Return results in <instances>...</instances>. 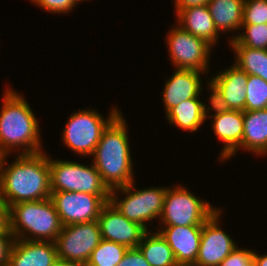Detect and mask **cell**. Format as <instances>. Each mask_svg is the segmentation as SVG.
<instances>
[{
	"instance_id": "6da1fadb",
	"label": "cell",
	"mask_w": 267,
	"mask_h": 266,
	"mask_svg": "<svg viewBox=\"0 0 267 266\" xmlns=\"http://www.w3.org/2000/svg\"><path fill=\"white\" fill-rule=\"evenodd\" d=\"M13 156L17 157L11 164L7 160L9 155L0 157V199L9 207L49 199L52 192L47 152Z\"/></svg>"
},
{
	"instance_id": "7a4b0ae2",
	"label": "cell",
	"mask_w": 267,
	"mask_h": 266,
	"mask_svg": "<svg viewBox=\"0 0 267 266\" xmlns=\"http://www.w3.org/2000/svg\"><path fill=\"white\" fill-rule=\"evenodd\" d=\"M3 93L0 106V157L45 151L41 143L40 125L29 101L10 85L5 87Z\"/></svg>"
},
{
	"instance_id": "3957f363",
	"label": "cell",
	"mask_w": 267,
	"mask_h": 266,
	"mask_svg": "<svg viewBox=\"0 0 267 266\" xmlns=\"http://www.w3.org/2000/svg\"><path fill=\"white\" fill-rule=\"evenodd\" d=\"M120 112L103 130L91 161L109 190L135 181L128 124Z\"/></svg>"
},
{
	"instance_id": "277c9868",
	"label": "cell",
	"mask_w": 267,
	"mask_h": 266,
	"mask_svg": "<svg viewBox=\"0 0 267 266\" xmlns=\"http://www.w3.org/2000/svg\"><path fill=\"white\" fill-rule=\"evenodd\" d=\"M9 208L10 230L16 239L55 242L61 232L62 224L50 198L19 202Z\"/></svg>"
},
{
	"instance_id": "5b68a950",
	"label": "cell",
	"mask_w": 267,
	"mask_h": 266,
	"mask_svg": "<svg viewBox=\"0 0 267 266\" xmlns=\"http://www.w3.org/2000/svg\"><path fill=\"white\" fill-rule=\"evenodd\" d=\"M134 183L110 190V202L128 220L148 231V226L154 224L151 221L159 220L162 215L167 186L139 189ZM120 193L123 197H120Z\"/></svg>"
},
{
	"instance_id": "8992f818",
	"label": "cell",
	"mask_w": 267,
	"mask_h": 266,
	"mask_svg": "<svg viewBox=\"0 0 267 266\" xmlns=\"http://www.w3.org/2000/svg\"><path fill=\"white\" fill-rule=\"evenodd\" d=\"M90 109V110H89ZM104 118L97 110L88 108L73 112L62 131V142L74 154L91 157L100 141L103 130L120 113L117 106H113Z\"/></svg>"
},
{
	"instance_id": "52a82bcc",
	"label": "cell",
	"mask_w": 267,
	"mask_h": 266,
	"mask_svg": "<svg viewBox=\"0 0 267 266\" xmlns=\"http://www.w3.org/2000/svg\"><path fill=\"white\" fill-rule=\"evenodd\" d=\"M178 185L167 187L159 224L161 223L162 226H203L219 208L212 206L210 201L204 198H198L188 188Z\"/></svg>"
},
{
	"instance_id": "ba28073f",
	"label": "cell",
	"mask_w": 267,
	"mask_h": 266,
	"mask_svg": "<svg viewBox=\"0 0 267 266\" xmlns=\"http://www.w3.org/2000/svg\"><path fill=\"white\" fill-rule=\"evenodd\" d=\"M50 166L51 192H83L93 195H110V190L103 183L100 173L91 162L52 159L48 155Z\"/></svg>"
},
{
	"instance_id": "9c48e42d",
	"label": "cell",
	"mask_w": 267,
	"mask_h": 266,
	"mask_svg": "<svg viewBox=\"0 0 267 266\" xmlns=\"http://www.w3.org/2000/svg\"><path fill=\"white\" fill-rule=\"evenodd\" d=\"M168 60L176 69H191L209 73L211 44L183 30L176 23L168 30L166 36Z\"/></svg>"
},
{
	"instance_id": "30bf717a",
	"label": "cell",
	"mask_w": 267,
	"mask_h": 266,
	"mask_svg": "<svg viewBox=\"0 0 267 266\" xmlns=\"http://www.w3.org/2000/svg\"><path fill=\"white\" fill-rule=\"evenodd\" d=\"M101 239L97 220L62 226L55 240L58 260L85 266Z\"/></svg>"
},
{
	"instance_id": "8fae6325",
	"label": "cell",
	"mask_w": 267,
	"mask_h": 266,
	"mask_svg": "<svg viewBox=\"0 0 267 266\" xmlns=\"http://www.w3.org/2000/svg\"><path fill=\"white\" fill-rule=\"evenodd\" d=\"M50 199L62 226H65L98 220L102 207L110 201V195L61 191L52 192Z\"/></svg>"
},
{
	"instance_id": "7c38bea8",
	"label": "cell",
	"mask_w": 267,
	"mask_h": 266,
	"mask_svg": "<svg viewBox=\"0 0 267 266\" xmlns=\"http://www.w3.org/2000/svg\"><path fill=\"white\" fill-rule=\"evenodd\" d=\"M205 85L210 94V102L219 108L245 111L246 84L248 74L236 64H231L214 76Z\"/></svg>"
},
{
	"instance_id": "4fadbf2b",
	"label": "cell",
	"mask_w": 267,
	"mask_h": 266,
	"mask_svg": "<svg viewBox=\"0 0 267 266\" xmlns=\"http://www.w3.org/2000/svg\"><path fill=\"white\" fill-rule=\"evenodd\" d=\"M220 209L202 226L199 253L193 266H218L237 246L228 232L220 227Z\"/></svg>"
},
{
	"instance_id": "5bb4252c",
	"label": "cell",
	"mask_w": 267,
	"mask_h": 266,
	"mask_svg": "<svg viewBox=\"0 0 267 266\" xmlns=\"http://www.w3.org/2000/svg\"><path fill=\"white\" fill-rule=\"evenodd\" d=\"M206 117H210L212 130L219 140L222 142L223 149L219 152L220 161L225 162L240 147L243 137L244 119L243 111L222 109L214 106L210 102V94L208 98ZM209 111H214L210 114ZM210 114V115H209Z\"/></svg>"
},
{
	"instance_id": "9a60e30c",
	"label": "cell",
	"mask_w": 267,
	"mask_h": 266,
	"mask_svg": "<svg viewBox=\"0 0 267 266\" xmlns=\"http://www.w3.org/2000/svg\"><path fill=\"white\" fill-rule=\"evenodd\" d=\"M101 238L137 248L147 230L140 224L128 220L109 201L101 209L98 217Z\"/></svg>"
},
{
	"instance_id": "2e32d148",
	"label": "cell",
	"mask_w": 267,
	"mask_h": 266,
	"mask_svg": "<svg viewBox=\"0 0 267 266\" xmlns=\"http://www.w3.org/2000/svg\"><path fill=\"white\" fill-rule=\"evenodd\" d=\"M157 230L171 247L178 266L196 263L202 226H162Z\"/></svg>"
},
{
	"instance_id": "e0dca14e",
	"label": "cell",
	"mask_w": 267,
	"mask_h": 266,
	"mask_svg": "<svg viewBox=\"0 0 267 266\" xmlns=\"http://www.w3.org/2000/svg\"><path fill=\"white\" fill-rule=\"evenodd\" d=\"M201 74L204 76L203 72L197 70L174 68V73L165 81L161 92L165 114L187 99L201 97L203 84H206L202 82Z\"/></svg>"
},
{
	"instance_id": "ac0fdd59",
	"label": "cell",
	"mask_w": 267,
	"mask_h": 266,
	"mask_svg": "<svg viewBox=\"0 0 267 266\" xmlns=\"http://www.w3.org/2000/svg\"><path fill=\"white\" fill-rule=\"evenodd\" d=\"M57 261L55 242L16 239L8 266H54Z\"/></svg>"
},
{
	"instance_id": "d6986e66",
	"label": "cell",
	"mask_w": 267,
	"mask_h": 266,
	"mask_svg": "<svg viewBox=\"0 0 267 266\" xmlns=\"http://www.w3.org/2000/svg\"><path fill=\"white\" fill-rule=\"evenodd\" d=\"M244 129L240 147L227 159L230 160L238 150L253 155L267 156V108L256 111H244Z\"/></svg>"
},
{
	"instance_id": "ffe728a7",
	"label": "cell",
	"mask_w": 267,
	"mask_h": 266,
	"mask_svg": "<svg viewBox=\"0 0 267 266\" xmlns=\"http://www.w3.org/2000/svg\"><path fill=\"white\" fill-rule=\"evenodd\" d=\"M175 23L190 34L200 37L217 47L221 34L217 31L207 5L192 6L175 14Z\"/></svg>"
},
{
	"instance_id": "44dd1931",
	"label": "cell",
	"mask_w": 267,
	"mask_h": 266,
	"mask_svg": "<svg viewBox=\"0 0 267 266\" xmlns=\"http://www.w3.org/2000/svg\"><path fill=\"white\" fill-rule=\"evenodd\" d=\"M244 0H210L207 7L219 33L231 32L229 41L234 40V33L240 31L243 21Z\"/></svg>"
},
{
	"instance_id": "7402d4cb",
	"label": "cell",
	"mask_w": 267,
	"mask_h": 266,
	"mask_svg": "<svg viewBox=\"0 0 267 266\" xmlns=\"http://www.w3.org/2000/svg\"><path fill=\"white\" fill-rule=\"evenodd\" d=\"M200 98H190L171 108L165 118L172 126L190 133L197 132L208 119L207 104Z\"/></svg>"
},
{
	"instance_id": "603a6c76",
	"label": "cell",
	"mask_w": 267,
	"mask_h": 266,
	"mask_svg": "<svg viewBox=\"0 0 267 266\" xmlns=\"http://www.w3.org/2000/svg\"><path fill=\"white\" fill-rule=\"evenodd\" d=\"M138 248L151 266H178L171 247L158 231L148 230Z\"/></svg>"
},
{
	"instance_id": "cb8c5ba5",
	"label": "cell",
	"mask_w": 267,
	"mask_h": 266,
	"mask_svg": "<svg viewBox=\"0 0 267 266\" xmlns=\"http://www.w3.org/2000/svg\"><path fill=\"white\" fill-rule=\"evenodd\" d=\"M233 50L236 64L248 75L259 76L267 82V50L229 45Z\"/></svg>"
},
{
	"instance_id": "d4e9b609",
	"label": "cell",
	"mask_w": 267,
	"mask_h": 266,
	"mask_svg": "<svg viewBox=\"0 0 267 266\" xmlns=\"http://www.w3.org/2000/svg\"><path fill=\"white\" fill-rule=\"evenodd\" d=\"M127 250L124 245L101 239L85 266H117Z\"/></svg>"
},
{
	"instance_id": "484cf974",
	"label": "cell",
	"mask_w": 267,
	"mask_h": 266,
	"mask_svg": "<svg viewBox=\"0 0 267 266\" xmlns=\"http://www.w3.org/2000/svg\"><path fill=\"white\" fill-rule=\"evenodd\" d=\"M235 39L228 41L229 45H243L246 47L267 50V23L242 25ZM244 31V32H243Z\"/></svg>"
},
{
	"instance_id": "4316f807",
	"label": "cell",
	"mask_w": 267,
	"mask_h": 266,
	"mask_svg": "<svg viewBox=\"0 0 267 266\" xmlns=\"http://www.w3.org/2000/svg\"><path fill=\"white\" fill-rule=\"evenodd\" d=\"M245 111L267 108V82L259 76L248 75Z\"/></svg>"
},
{
	"instance_id": "83f0119b",
	"label": "cell",
	"mask_w": 267,
	"mask_h": 266,
	"mask_svg": "<svg viewBox=\"0 0 267 266\" xmlns=\"http://www.w3.org/2000/svg\"><path fill=\"white\" fill-rule=\"evenodd\" d=\"M267 23V0H244L242 25Z\"/></svg>"
},
{
	"instance_id": "f1b7e54d",
	"label": "cell",
	"mask_w": 267,
	"mask_h": 266,
	"mask_svg": "<svg viewBox=\"0 0 267 266\" xmlns=\"http://www.w3.org/2000/svg\"><path fill=\"white\" fill-rule=\"evenodd\" d=\"M32 3L49 13L62 15L71 13L78 4L76 0H33Z\"/></svg>"
},
{
	"instance_id": "f546056e",
	"label": "cell",
	"mask_w": 267,
	"mask_h": 266,
	"mask_svg": "<svg viewBox=\"0 0 267 266\" xmlns=\"http://www.w3.org/2000/svg\"><path fill=\"white\" fill-rule=\"evenodd\" d=\"M253 252L236 246L218 266H249L253 262Z\"/></svg>"
},
{
	"instance_id": "4dcf8cb0",
	"label": "cell",
	"mask_w": 267,
	"mask_h": 266,
	"mask_svg": "<svg viewBox=\"0 0 267 266\" xmlns=\"http://www.w3.org/2000/svg\"><path fill=\"white\" fill-rule=\"evenodd\" d=\"M15 240L12 232L0 235V266H8Z\"/></svg>"
},
{
	"instance_id": "1f68e13d",
	"label": "cell",
	"mask_w": 267,
	"mask_h": 266,
	"mask_svg": "<svg viewBox=\"0 0 267 266\" xmlns=\"http://www.w3.org/2000/svg\"><path fill=\"white\" fill-rule=\"evenodd\" d=\"M117 266H151L137 248H129Z\"/></svg>"
},
{
	"instance_id": "d6a6232c",
	"label": "cell",
	"mask_w": 267,
	"mask_h": 266,
	"mask_svg": "<svg viewBox=\"0 0 267 266\" xmlns=\"http://www.w3.org/2000/svg\"><path fill=\"white\" fill-rule=\"evenodd\" d=\"M10 230V208L0 199V235H5Z\"/></svg>"
},
{
	"instance_id": "836d02e7",
	"label": "cell",
	"mask_w": 267,
	"mask_h": 266,
	"mask_svg": "<svg viewBox=\"0 0 267 266\" xmlns=\"http://www.w3.org/2000/svg\"><path fill=\"white\" fill-rule=\"evenodd\" d=\"M174 1V11L177 14L180 10L186 9L192 6L207 5L210 0H173Z\"/></svg>"
},
{
	"instance_id": "e575fe53",
	"label": "cell",
	"mask_w": 267,
	"mask_h": 266,
	"mask_svg": "<svg viewBox=\"0 0 267 266\" xmlns=\"http://www.w3.org/2000/svg\"><path fill=\"white\" fill-rule=\"evenodd\" d=\"M253 263L255 266H267V254H260L253 252Z\"/></svg>"
},
{
	"instance_id": "d590c367",
	"label": "cell",
	"mask_w": 267,
	"mask_h": 266,
	"mask_svg": "<svg viewBox=\"0 0 267 266\" xmlns=\"http://www.w3.org/2000/svg\"><path fill=\"white\" fill-rule=\"evenodd\" d=\"M54 266H84V265H81V264H78V263H74V262H64V261H61V260H58Z\"/></svg>"
},
{
	"instance_id": "8d00e7d4",
	"label": "cell",
	"mask_w": 267,
	"mask_h": 266,
	"mask_svg": "<svg viewBox=\"0 0 267 266\" xmlns=\"http://www.w3.org/2000/svg\"><path fill=\"white\" fill-rule=\"evenodd\" d=\"M77 1V3H78V5L81 3V2H83V1H88L89 2V0H76ZM80 2V3H79Z\"/></svg>"
}]
</instances>
